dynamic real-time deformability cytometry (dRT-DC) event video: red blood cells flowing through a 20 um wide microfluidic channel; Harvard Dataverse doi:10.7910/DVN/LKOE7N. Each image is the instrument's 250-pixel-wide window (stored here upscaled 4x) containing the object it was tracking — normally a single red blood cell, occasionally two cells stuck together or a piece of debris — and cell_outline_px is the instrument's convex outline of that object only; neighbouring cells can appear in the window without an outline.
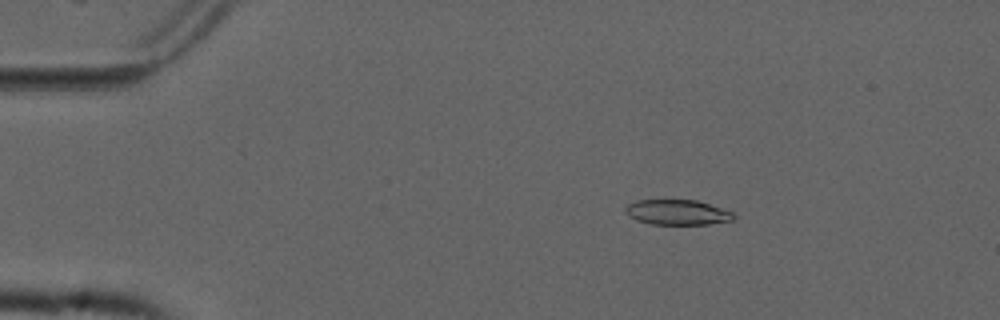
{"species": "common noctule bat (a hibernating species)", "species_latin": "Nyctalus noctula", "temperature_condition": "cold", "stored_images_in_passage": 16, "camera_frame_rate_fps": 3000, "um_per_image_px": 0.085, "animal": {"sex": "male", "forearm_length_mm": 52.5}, "frame": {"image": 1, "passage_image": 10, "time_ms": 3.0, "image_size_px": [1000, 320], "cell_outline_px": [[736, 216], [732, 220], [708, 224], [652, 224], [636, 220], [628, 216], [624, 212], [624, 208], [628, 204], [636, 200], [696, 200], [732, 212]], "centroid_in_image_um": [57.52, 18.04], "position_along_channel_um": 27.5, "area_um2": 15.78}}